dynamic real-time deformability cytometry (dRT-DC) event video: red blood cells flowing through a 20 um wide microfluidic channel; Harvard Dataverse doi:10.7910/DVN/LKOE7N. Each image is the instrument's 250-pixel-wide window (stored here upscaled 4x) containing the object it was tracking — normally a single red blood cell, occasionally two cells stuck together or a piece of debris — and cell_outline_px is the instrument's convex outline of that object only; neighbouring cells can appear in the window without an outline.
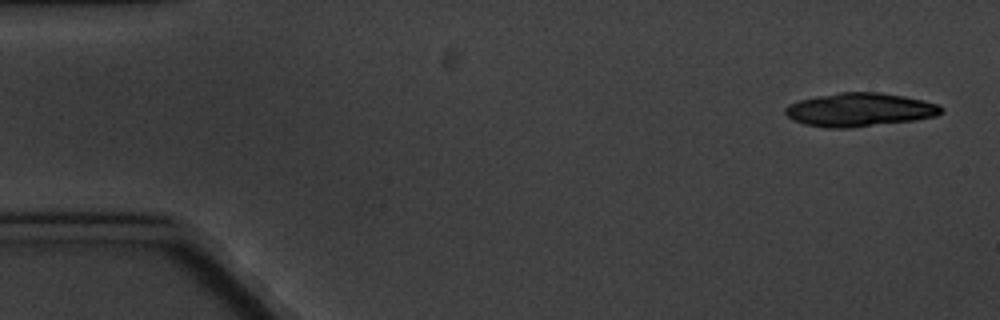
{"species": "common noctule bat (a hibernating species)", "species_latin": "Nyctalus noctula", "temperature_condition": "cold", "stored_images_in_passage": 5, "camera_frame_rate_fps": 3000, "um_per_image_px": 0.085, "animal": {"sex": "male", "body_mass_g": 20.1, "forearm_length_mm": 53.5}, "frame": {"image": 1, "passage_image": 1, "time_ms": 0.0, "image_size_px": [1000, 320], "cell_outline_px": [[944, 112], [936, 116], [916, 120], [848, 128], [824, 128], [804, 124], [792, 120], [784, 112], [784, 108], [788, 104], [800, 100], [840, 92], [880, 92], [904, 96], [940, 104], [944, 108]], "centroid_in_image_um": [73.09, 9.33], "position_along_channel_um": 11.9, "area_um2": 30.63}}